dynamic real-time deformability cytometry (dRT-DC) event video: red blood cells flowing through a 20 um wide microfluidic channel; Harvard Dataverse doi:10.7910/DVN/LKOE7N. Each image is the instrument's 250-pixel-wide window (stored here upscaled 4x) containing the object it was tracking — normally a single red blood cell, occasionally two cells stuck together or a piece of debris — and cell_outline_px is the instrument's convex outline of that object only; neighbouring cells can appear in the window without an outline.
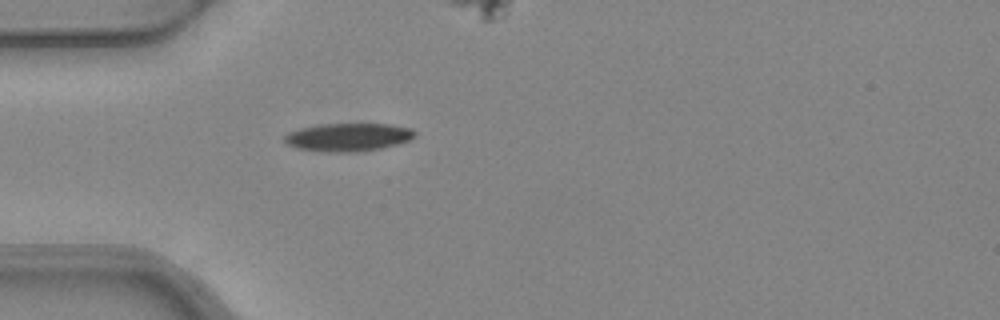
{"species": "common noctule bat (a hibernating species)", "species_latin": "Nyctalus noctula", "temperature_condition": "warm", "stored_images_in_passage": 3, "camera_frame_rate_fps": 3000, "um_per_image_px": 0.085, "animal": {"sex": "female", "body_mass_g": 24.6, "forearm_length_mm": 56.2}, "frame": {"image": 1, "passage_image": 1, "time_ms": 0.0, "image_size_px": [1000, 320], "cell_outline_px": [[416, 132], [408, 140], [396, 144], [380, 148], [356, 152], [336, 152], [296, 148], [288, 144], [284, 140], [284, 136], [288, 132], [300, 128], [324, 124], [388, 124], [412, 128]], "centroid_in_image_um": [29.58, 11.65], "position_along_channel_um": 55.4, "area_um2": 20.98}}
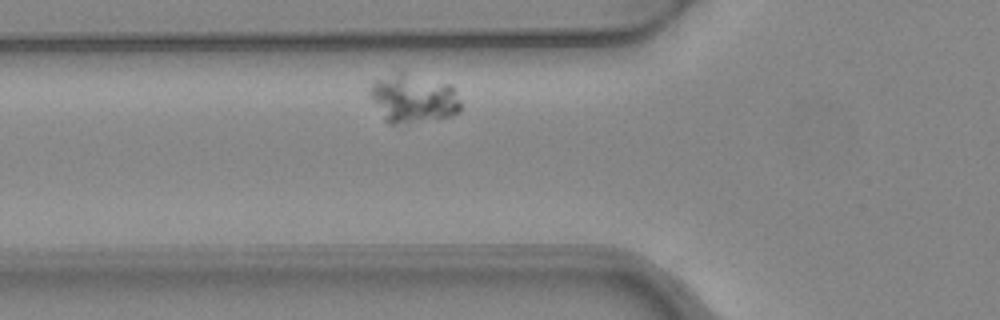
{"frame": {"image": 2, "passage_image": 3, "time_ms": 0.667, "image_size_px": [1000, 320], "cell_outline_px": [[460, 112], [452, 116], [408, 124], [388, 124], [384, 120], [372, 100], [368, 92], [368, 88], [372, 80], [392, 68], [396, 68], [452, 84], [460, 100]], "centroid_in_image_um": [35.06, 8.29], "position_along_channel_um": 90.7, "area_um2": 27.34}}